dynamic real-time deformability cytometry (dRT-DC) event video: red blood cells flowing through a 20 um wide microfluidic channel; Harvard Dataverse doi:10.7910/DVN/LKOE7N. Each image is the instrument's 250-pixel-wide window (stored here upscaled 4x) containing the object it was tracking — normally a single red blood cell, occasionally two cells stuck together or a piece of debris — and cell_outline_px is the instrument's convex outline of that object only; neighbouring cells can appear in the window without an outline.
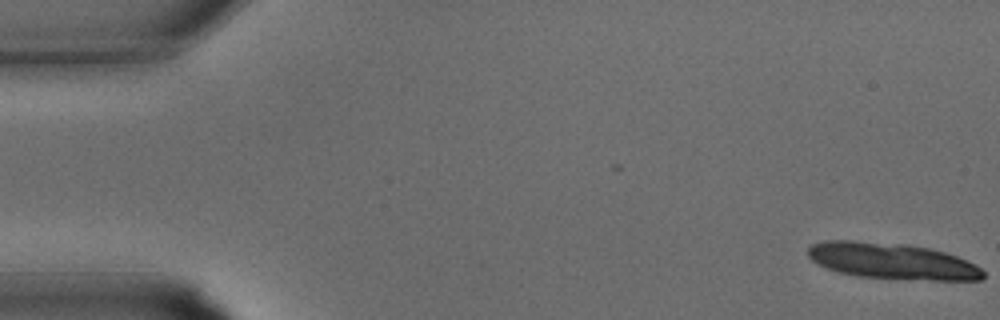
{"species": "common noctule bat (a hibernating species)", "species_latin": "Nyctalus noctula", "temperature_condition": "warm", "stored_images_in_passage": 34, "camera_frame_rate_fps": 3000, "um_per_image_px": 0.085, "animal": {"sex": "male", "body_mass_g": 15.6}, "frame": {"image": 1, "passage_image": 1, "time_ms": 0.0, "image_size_px": [1000, 320], "cell_outline_px": [[984, 276], [980, 280], [908, 280], [856, 276], [836, 272], [812, 260], [808, 256], [808, 248], [812, 244], [824, 240], [852, 240], [904, 244], [928, 248], [944, 252], [956, 256], [976, 264], [984, 272]], "centroid_in_image_um": [75.82, 22.2], "position_along_channel_um": 9.2, "area_um2": 37.11}}
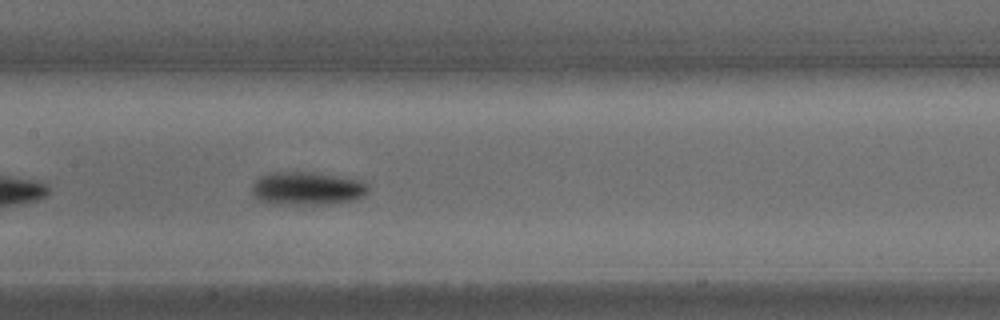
{"frame": {"image": 2, "passage_image": 17, "time_ms": 5.333, "image_size_px": [1000, 320], "cell_outline_px": [[368, 192], [364, 196], [352, 200], [316, 204], [268, 204], [260, 200], [252, 192], [252, 184], [260, 176], [268, 172], [316, 172], [344, 176], [360, 180], [368, 184]], "centroid_in_image_um": [26.1, 15.99], "position_along_channel_um": 181.3, "area_um2": 22.66}}
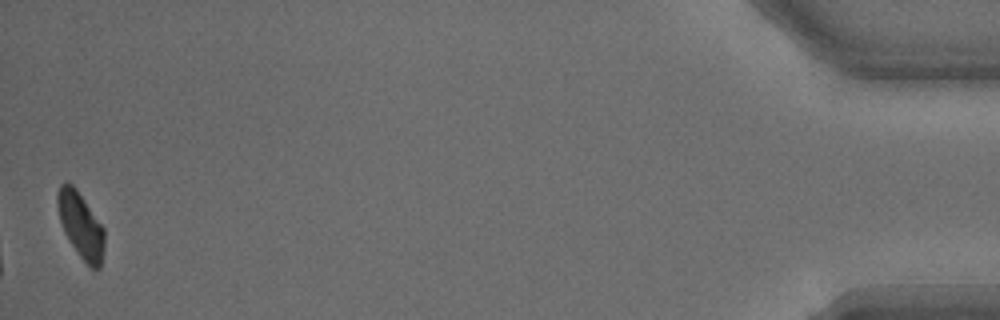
{"frame": {"image": 3, "passage_image": 34, "time_ms": 11.0, "image_size_px": [1000, 320], "cell_outline_px": [[104, 248], [100, 268], [92, 268], [80, 256], [64, 232], [60, 220], [56, 204], [56, 196], [60, 184], [72, 184], [76, 188], [104, 228]], "centroid_in_image_um": [6.86, 19.13], "position_along_channel_um": 428.3, "area_um2": 17.63}}